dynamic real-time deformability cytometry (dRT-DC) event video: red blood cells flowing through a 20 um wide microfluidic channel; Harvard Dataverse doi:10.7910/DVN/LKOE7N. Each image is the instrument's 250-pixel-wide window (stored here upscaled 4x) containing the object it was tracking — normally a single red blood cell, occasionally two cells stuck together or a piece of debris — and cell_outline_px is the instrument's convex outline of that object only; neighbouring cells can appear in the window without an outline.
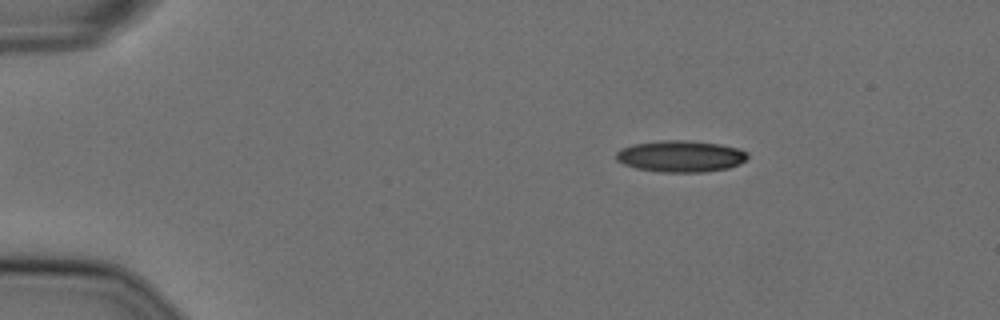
{"species": "Egyptian fruit bat (a non-hibernating species)", "species_latin": "Rousettus aegyptiacus", "temperature_condition": "cold", "stored_images_in_passage": 56, "camera_frame_rate_fps": 3000, "um_per_image_px": 0.085, "animal": {"sex": "female"}, "frame": {"image": 1, "passage_image": 9, "time_ms": 2.667, "image_size_px": [1000, 320], "cell_outline_px": [[748, 156], [740, 164], [728, 168], [704, 172], [660, 172], [636, 168], [624, 164], [616, 160], [616, 152], [620, 148], [632, 144], [664, 140], [684, 140], [720, 144], [736, 148], [748, 152]], "centroid_in_image_um": [57.83, 13.28], "position_along_channel_um": 27.2, "area_um2": 24.16}}
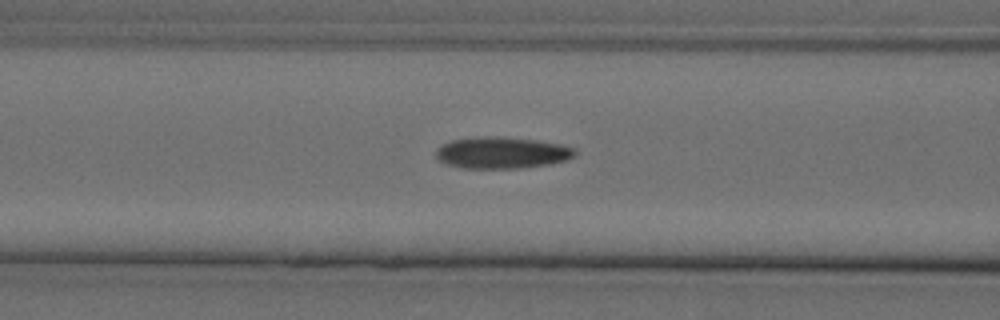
{"frame": {"image": 2, "passage_image": 23, "time_ms": 7.333, "image_size_px": [1000, 320], "cell_outline_px": [[576, 152], [568, 160], [548, 164], [516, 168], [464, 168], [444, 164], [436, 156], [436, 148], [440, 144], [452, 140], [480, 136], [496, 136], [536, 140], [560, 144], [576, 148]], "centroid_in_image_um": [42.62, 12.97], "position_along_channel_um": 124.0, "area_um2": 25.61}}
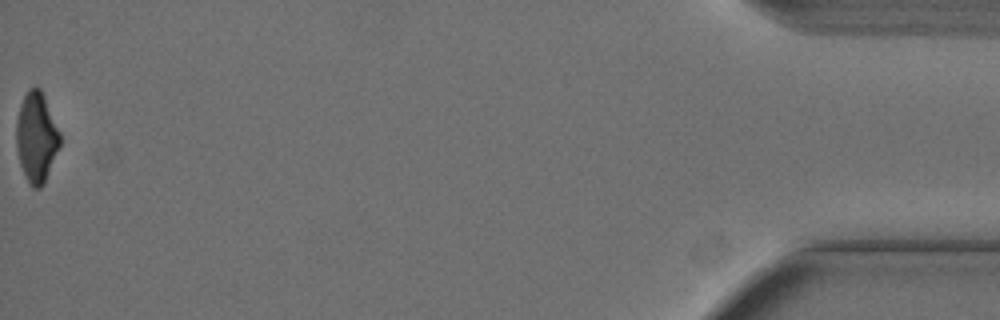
{"frame": {"image": 3, "passage_image": 56, "time_ms": 18.333, "image_size_px": [1000, 320], "cell_outline_px": [[60, 144], [44, 184], [40, 188], [32, 188], [28, 184], [20, 164], [16, 148], [16, 120], [20, 104], [28, 88], [36, 84], [40, 88], [44, 96], [60, 132]], "centroid_in_image_um": [3.08, 11.66], "position_along_channel_um": 432.1, "area_um2": 23.06}, "authors_computed_cell_mechanics": {"area_um2": 24.9407, "velocity_mm_per_s": 3.6438, "shape_relaxation_time_tau1_ms": 8.8606, "shape_relaxation_time_tau2_ms": 2.7832, "deformation_change_tau1": 0.2043, "deformation_change_tau2": 0.0922}}